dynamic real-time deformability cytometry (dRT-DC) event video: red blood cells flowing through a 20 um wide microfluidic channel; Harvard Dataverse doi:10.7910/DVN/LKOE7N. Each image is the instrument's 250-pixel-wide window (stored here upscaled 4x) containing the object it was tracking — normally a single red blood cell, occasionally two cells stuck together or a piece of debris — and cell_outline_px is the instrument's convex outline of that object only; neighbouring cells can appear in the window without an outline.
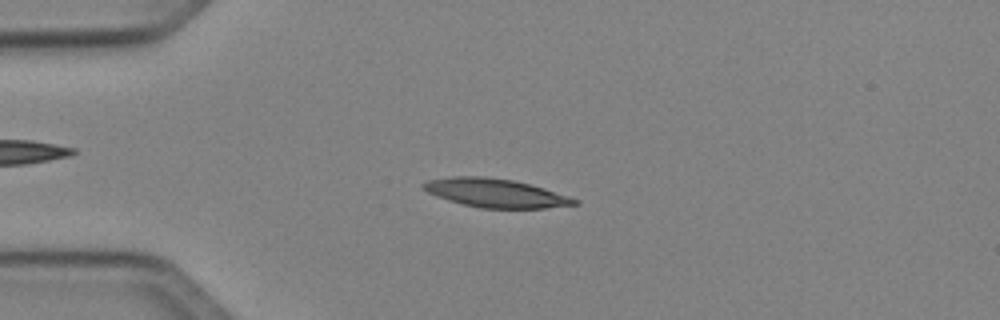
{"species": "Egyptian fruit bat (a non-hibernating species)", "species_latin": "Rousettus aegyptiacus", "temperature_condition": "cold", "stored_images_in_passage": 4, "camera_frame_rate_fps": 3000, "um_per_image_px": 0.085, "animal": {"sex": "female"}, "frame": {"image": 1, "passage_image": 2, "time_ms": 1.0, "image_size_px": [1000, 320], "cell_outline_px": [[580, 204], [544, 208], [480, 208], [448, 200], [436, 196], [428, 192], [420, 184], [428, 180], [452, 176], [484, 176], [512, 180], [544, 188], [580, 200]], "centroid_in_image_um": [42.12, 16.4], "position_along_channel_um": 42.9, "area_um2": 25.09}}
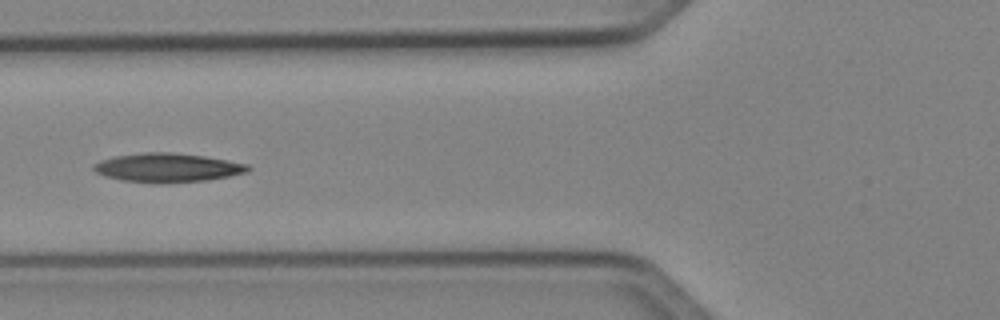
{"frame": {"image": 2, "passage_image": 4, "time_ms": 3.333, "image_size_px": [1000, 320], "cell_outline_px": [[252, 168], [248, 172], [208, 180], [120, 180], [104, 176], [96, 172], [92, 168], [92, 164], [100, 160], [116, 156], [144, 152], [172, 152], [204, 156], [228, 160], [248, 164]], "centroid_in_image_um": [14.25, 14.2], "position_along_channel_um": 111.6, "area_um2": 25.03}}